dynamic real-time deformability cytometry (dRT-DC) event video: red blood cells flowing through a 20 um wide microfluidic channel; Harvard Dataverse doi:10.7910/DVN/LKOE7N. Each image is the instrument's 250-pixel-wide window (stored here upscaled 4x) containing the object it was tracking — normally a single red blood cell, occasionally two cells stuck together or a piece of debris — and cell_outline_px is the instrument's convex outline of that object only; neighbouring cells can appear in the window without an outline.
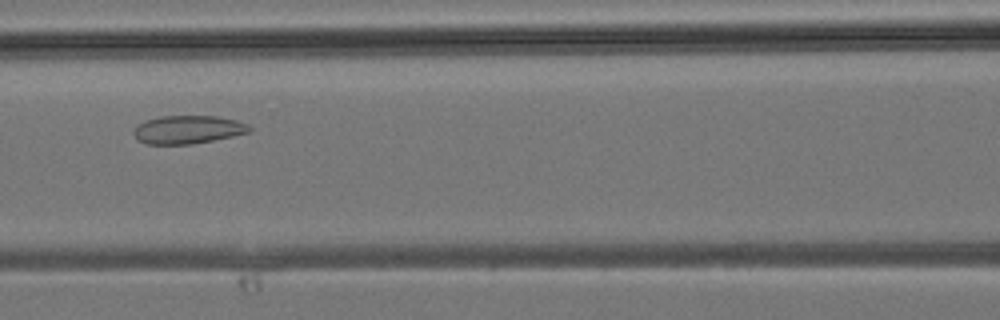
{"species": "common noctule bat (a hibernating species)", "species_latin": "Nyctalus noctula", "temperature_condition": "room temperature", "stored_images_in_passage": 27, "camera_frame_rate_fps": 3000, "um_per_image_px": 0.085, "animal": {"sex": "male", "body_mass_g": 19.2, "forearm_length_mm": 51.8}, "frame": {"image": 1, "passage_image": 7, "time_ms": 2.0, "image_size_px": [1000, 320], "cell_outline_px": [[252, 128], [248, 132], [232, 136], [212, 140], [188, 144], [144, 144], [136, 140], [132, 132], [136, 124], [144, 120], [160, 116], [216, 116], [236, 120], [248, 124]], "centroid_in_image_um": [15.89, 11.01], "position_along_channel_um": 150.7, "area_um2": 19.13}}
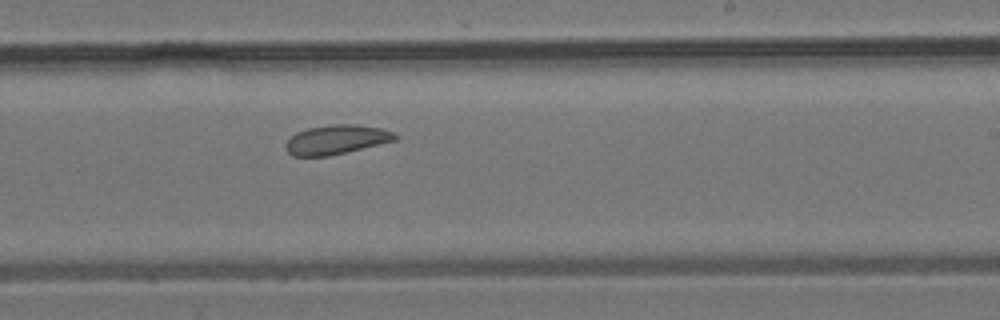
{"frame": {"image": 2, "passage_image": 13, "time_ms": 4.0, "image_size_px": [1000, 320], "cell_outline_px": [[396, 140], [328, 156], [292, 156], [288, 152], [284, 144], [296, 132], [308, 128], [332, 124], [356, 124], [380, 128], [392, 132], [396, 136]], "centroid_in_image_um": [28.55, 11.86], "position_along_channel_um": 260.5, "area_um2": 18.44}}
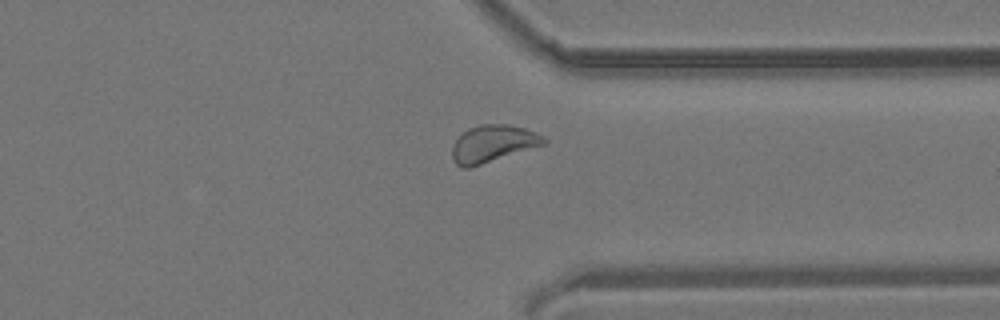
{"frame": {"image": 3, "passage_image": 19, "time_ms": 6.0, "image_size_px": [1000, 320], "cell_outline_px": [[548, 140], [544, 144], [468, 168], [460, 168], [452, 160], [452, 148], [456, 140], [468, 128], [480, 124], [508, 124], [524, 128], [536, 132], [544, 136]], "centroid_in_image_um": [41.88, 12.2], "position_along_channel_um": 369.5, "area_um2": 19.59}}